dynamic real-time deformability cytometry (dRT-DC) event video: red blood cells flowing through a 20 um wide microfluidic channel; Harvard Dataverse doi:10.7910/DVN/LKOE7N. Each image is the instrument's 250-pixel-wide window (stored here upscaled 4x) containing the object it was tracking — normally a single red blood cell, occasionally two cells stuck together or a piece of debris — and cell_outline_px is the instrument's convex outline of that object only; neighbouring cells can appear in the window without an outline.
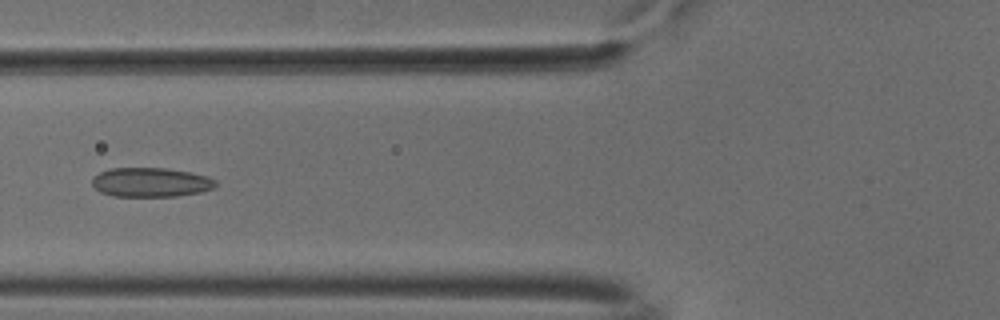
{"species": "common noctule bat (a hibernating species)", "species_latin": "Nyctalus noctula", "temperature_condition": "cold", "stored_images_in_passage": 46, "camera_frame_rate_fps": 3000, "um_per_image_px": 0.085, "animal": {"sex": "male", "body_mass_g": 18.8}, "frame": {"image": 1, "passage_image": 20, "time_ms": 6.333, "image_size_px": [1000, 320], "cell_outline_px": [[216, 184], [212, 188], [200, 192], [176, 196], [112, 196], [100, 192], [92, 184], [92, 180], [100, 172], [108, 168], [164, 168], [192, 172], [208, 176], [216, 180]], "centroid_in_image_um": [12.82, 15.49], "position_along_channel_um": 113.0, "area_um2": 21.04}}
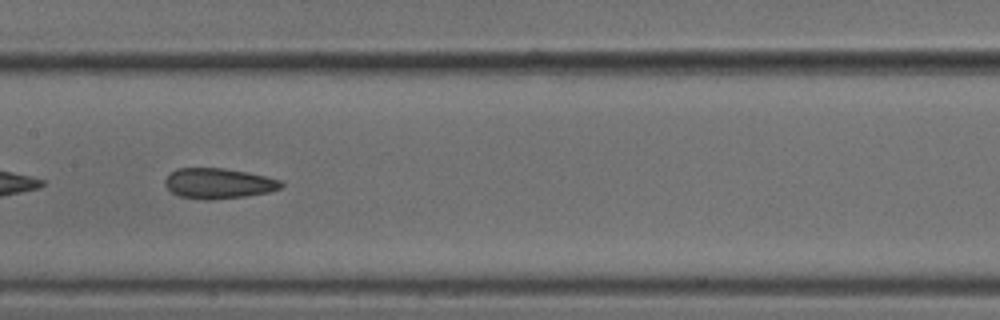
{"frame": {"image": 2, "passage_image": 26, "time_ms": 8.333, "image_size_px": [1000, 320], "cell_outline_px": [[284, 184], [280, 188], [268, 192], [248, 196], [208, 200], [204, 200], [180, 196], [172, 192], [164, 184], [164, 180], [176, 168], [224, 168], [248, 172], [280, 180]], "centroid_in_image_um": [18.57, 15.59], "position_along_channel_um": 188.8, "area_um2": 20.52}}
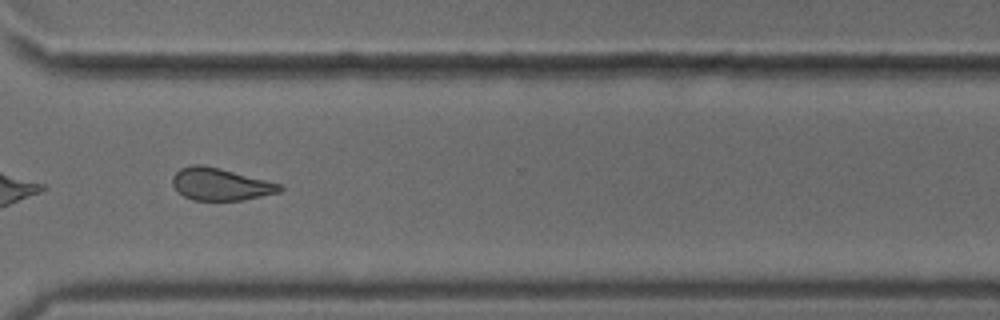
{"frame": {"image": 3, "passage_image": 39, "time_ms": 12.667, "image_size_px": [1000, 320], "cell_outline_px": [[284, 188], [280, 192], [244, 200], [192, 200], [184, 196], [172, 184], [172, 176], [180, 168], [192, 164], [204, 164], [284, 184]], "centroid_in_image_um": [18.77, 15.65], "position_along_channel_um": 351.8, "area_um2": 20.4}, "authors_computed_cell_mechanics": {"area_um2": 20.7791, "velocity_mm_per_s": 3.7648, "shape_relaxation_time_tau1_ms": null, "shape_relaxation_time_tau2_ms": 3.0489, "deformation_change_tau1": null, "deformation_change_tau2": 0.1128}}